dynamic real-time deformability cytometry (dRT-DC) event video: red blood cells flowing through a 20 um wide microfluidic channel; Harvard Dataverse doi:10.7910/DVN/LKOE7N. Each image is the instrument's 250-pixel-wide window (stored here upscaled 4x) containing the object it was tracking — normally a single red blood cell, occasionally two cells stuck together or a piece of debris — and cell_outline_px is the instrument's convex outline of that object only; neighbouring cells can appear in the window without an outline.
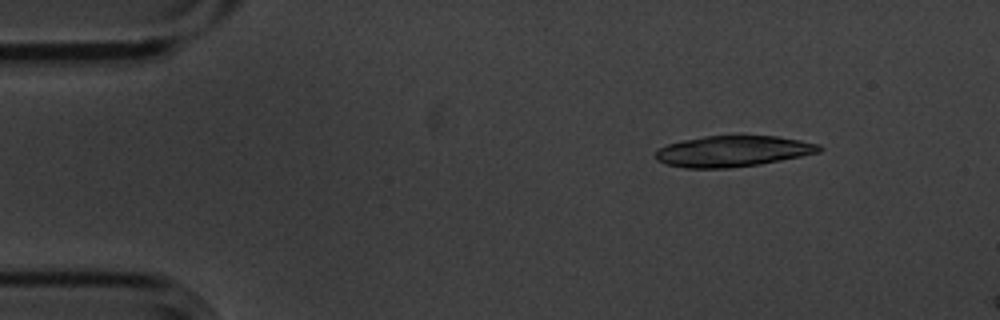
{"species": "common noctule bat (a hibernating species)", "species_latin": "Nyctalus noctula", "temperature_condition": "cold", "stored_images_in_passage": 5, "camera_frame_rate_fps": 3000, "um_per_image_px": 0.085, "animal": {"sex": "male", "body_mass_g": 20.1, "forearm_length_mm": 53.5}, "frame": {"image": 1, "passage_image": 2, "time_ms": 0.333, "image_size_px": [1000, 320], "cell_outline_px": [[824, 148], [820, 152], [760, 164], [728, 168], [684, 168], [664, 164], [656, 160], [656, 148], [668, 144], [684, 140], [704, 136], [740, 132], [776, 136], [800, 140], [820, 144]], "centroid_in_image_um": [62.29, 12.81], "position_along_channel_um": 22.7, "area_um2": 30.58}}